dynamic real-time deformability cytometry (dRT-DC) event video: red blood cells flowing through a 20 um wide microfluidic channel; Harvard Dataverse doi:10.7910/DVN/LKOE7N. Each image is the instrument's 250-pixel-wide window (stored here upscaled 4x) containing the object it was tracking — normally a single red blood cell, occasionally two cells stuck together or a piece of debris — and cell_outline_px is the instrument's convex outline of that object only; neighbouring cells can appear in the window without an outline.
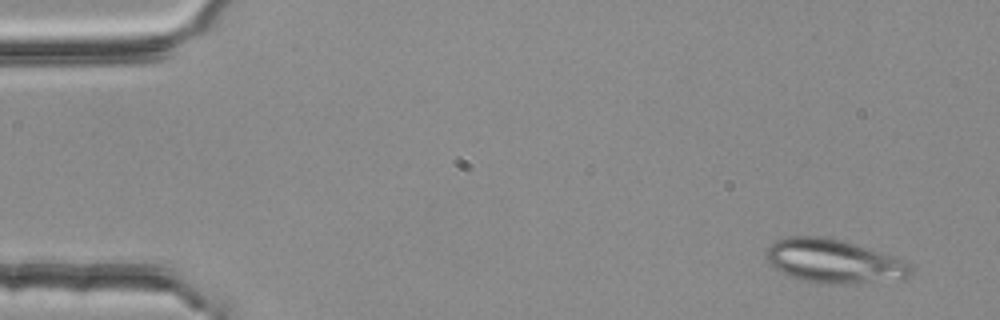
{"species": "common noctule bat (a hibernating species)", "species_latin": "Nyctalus noctula", "temperature_condition": "room temperature", "stored_images_in_passage": 4, "segment_of_instrument_passage": [2, 2], "camera_frame_rate_fps": 3000, "um_per_image_px": 0.085, "animal": {"sex": "female", "body_mass_g": 25.1}, "frame": {"image": 1, "passage_image": 4, "time_ms": 1.0, "image_size_px": [1000, 320], "cell_outline_px": [[912, 276], [904, 280], [832, 284], [828, 284], [800, 280], [776, 268], [764, 256], [764, 252], [776, 240], [784, 236], [824, 236], [840, 240], [892, 256], [908, 264], [912, 268]], "centroid_in_image_um": [70.87, 22.21], "position_along_channel_um": 14.1, "area_um2": 36.53}}